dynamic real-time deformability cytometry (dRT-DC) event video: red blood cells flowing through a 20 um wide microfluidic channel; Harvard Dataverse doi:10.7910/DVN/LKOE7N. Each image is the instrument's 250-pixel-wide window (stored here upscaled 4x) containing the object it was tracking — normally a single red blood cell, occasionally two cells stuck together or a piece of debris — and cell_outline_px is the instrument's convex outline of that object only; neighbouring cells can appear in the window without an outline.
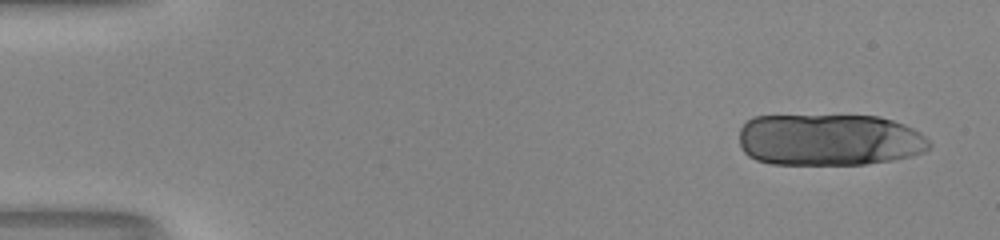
{"species": "human", "species_latin": "Homo sapiens", "temperature_condition": "room temperature", "stored_images_in_passage": 51, "camera_frame_rate_fps": 3000, "um_per_image_px": 0.085, "donor": {"sex": "male"}, "frame": {"image": 1, "passage_image": 3, "time_ms": 0.667, "image_size_px": [1000, 240], "cell_outline_px": [[932, 144], [924, 152], [912, 156], [892, 160], [864, 164], [772, 164], [756, 160], [748, 156], [744, 152], [740, 144], [740, 128], [752, 116], [880, 116], [904, 124], [920, 132]], "centroid_in_image_um": [70.48, 11.89], "position_along_channel_um": 14.5, "area_um2": 57.68}}
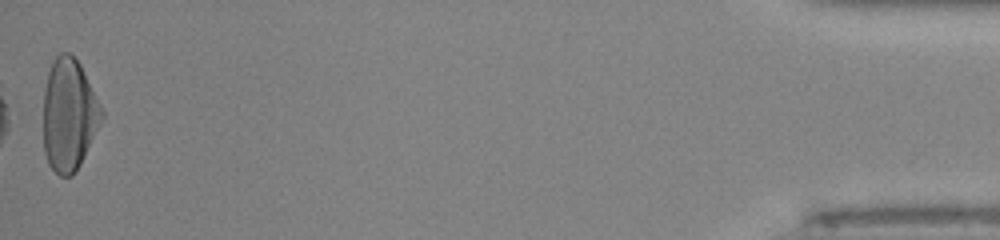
{"frame": {"image": 2, "passage_image": 51, "time_ms": 16.667, "image_size_px": [1000, 240], "cell_outline_px": [[104, 116], [76, 172], [72, 176], [60, 176], [48, 164], [44, 152], [44, 88], [48, 72], [52, 60], [60, 52], [68, 52], [80, 64], [104, 112]], "centroid_in_image_um": [5.85, 9.76], "position_along_channel_um": 429.4, "area_um2": 37.97}, "authors_computed_cell_mechanics": {"area_um2": 37.859, "velocity_mm_per_s": 4.1506, "shape_relaxation_time_tau1_ms": 4.9795, "shape_relaxation_time_tau2_ms": 0.8259, "deformation_change_tau1": 0.2248, "deformation_change_tau2": 0.0483}}